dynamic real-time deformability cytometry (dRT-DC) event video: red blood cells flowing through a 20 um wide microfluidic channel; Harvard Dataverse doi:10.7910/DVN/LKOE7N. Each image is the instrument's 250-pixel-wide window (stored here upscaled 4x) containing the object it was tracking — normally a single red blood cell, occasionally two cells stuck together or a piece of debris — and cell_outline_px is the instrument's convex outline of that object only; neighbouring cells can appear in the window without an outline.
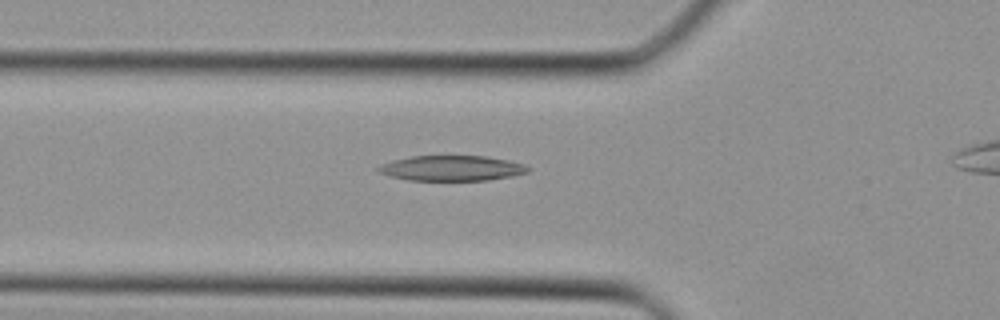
{"species": "Egyptian fruit bat (a non-hibernating species)", "species_latin": "Rousettus aegyptiacus", "temperature_condition": "cold", "stored_images_in_passage": 29, "camera_frame_rate_fps": 3000, "um_per_image_px": 0.085, "animal": {"sex": "female"}, "frame": {"image": 1, "passage_image": 8, "time_ms": 2.333, "image_size_px": [1000, 320], "cell_outline_px": [[532, 168], [528, 172], [512, 176], [488, 180], [408, 180], [388, 176], [380, 172], [376, 168], [380, 164], [392, 160], [412, 156], [484, 156], [508, 160], [524, 164]], "centroid_in_image_um": [38.39, 14.29], "position_along_channel_um": 87.4, "area_um2": 22.08}}
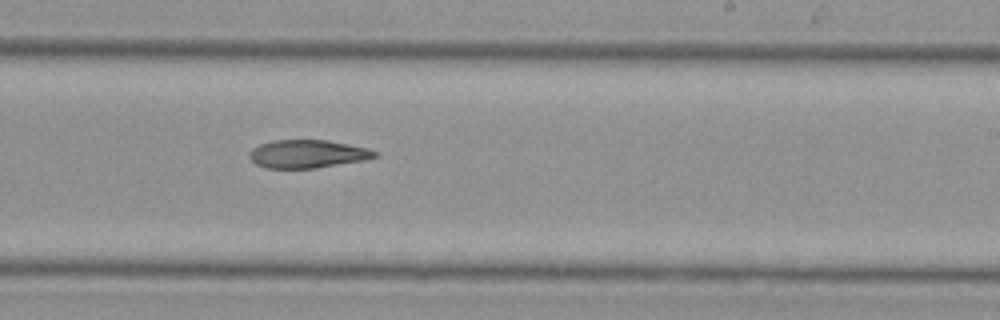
{"frame": {"image": 2, "passage_image": 18, "time_ms": 5.667, "image_size_px": [1000, 320], "cell_outline_px": [[376, 156], [364, 160], [316, 168], [264, 168], [256, 164], [248, 156], [248, 152], [252, 148], [260, 144], [272, 140], [328, 140], [368, 148], [376, 152]], "centroid_in_image_um": [26.09, 13.08], "position_along_channel_um": 262.9, "area_um2": 20.52}}
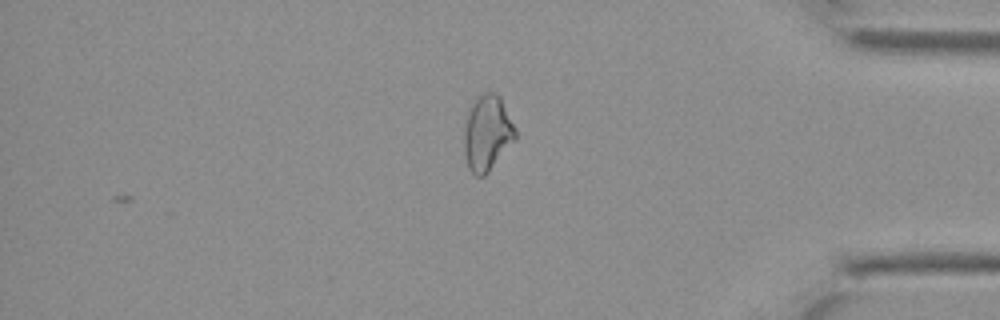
{"frame": {"image": 3, "passage_image": 27, "time_ms": 8.667, "image_size_px": [1000, 320], "cell_outline_px": [[516, 140], [488, 172], [484, 176], [476, 176], [468, 168], [464, 152], [464, 124], [468, 108], [472, 100], [476, 96], [484, 92], [496, 92], [500, 96], [516, 128]], "centroid_in_image_um": [41.4, 11.27], "position_along_channel_um": 393.8, "area_um2": 23.06}}